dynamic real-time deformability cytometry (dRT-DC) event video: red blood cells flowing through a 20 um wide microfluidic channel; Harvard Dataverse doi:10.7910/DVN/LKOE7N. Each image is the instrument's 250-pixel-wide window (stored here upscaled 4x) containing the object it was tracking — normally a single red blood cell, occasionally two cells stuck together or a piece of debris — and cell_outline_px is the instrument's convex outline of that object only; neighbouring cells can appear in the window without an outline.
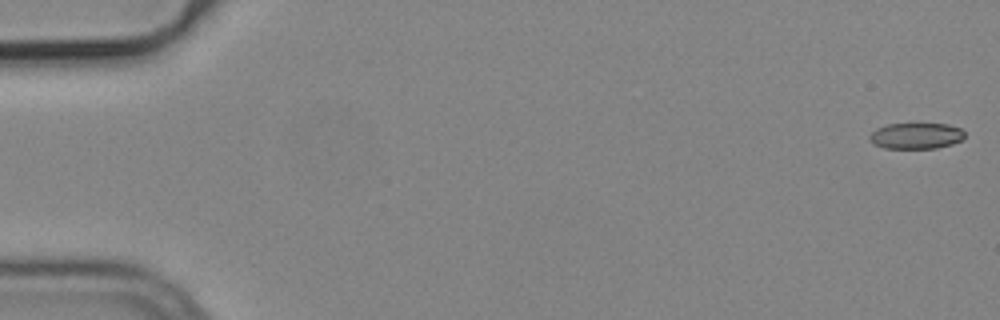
{"species": "common noctule bat (a hibernating species)", "species_latin": "Nyctalus noctula", "temperature_condition": "cold", "stored_images_in_passage": 53, "camera_frame_rate_fps": 3000, "um_per_image_px": 0.085, "animal": {"sex": "male", "body_mass_g": 19.2, "forearm_length_mm": 51.8}, "frame": {"image": 1, "passage_image": 1, "time_ms": 0.0, "image_size_px": [1000, 320], "cell_outline_px": [[964, 136], [960, 140], [952, 144], [936, 148], [884, 148], [872, 144], [868, 136], [876, 128], [888, 124], [948, 124], [960, 128], [964, 132]], "centroid_in_image_um": [77.83, 11.55], "position_along_channel_um": 7.2, "area_um2": 14.39}}
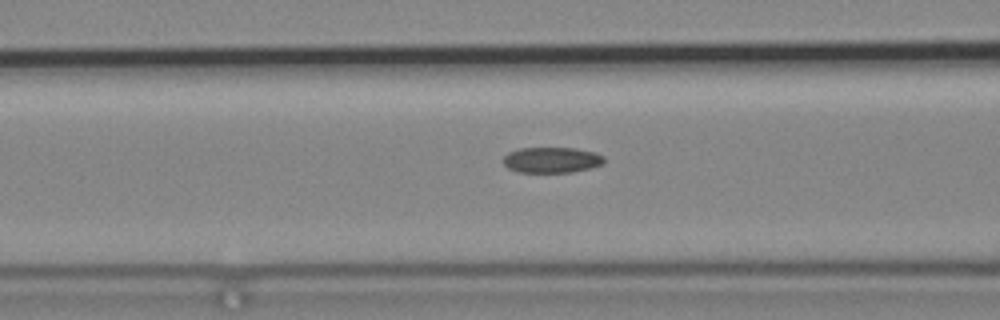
{"frame": {"image": 2, "passage_image": 22, "time_ms": 7.0, "image_size_px": [1000, 320], "cell_outline_px": [[604, 164], [592, 168], [572, 172], [516, 172], [508, 168], [504, 164], [504, 156], [508, 152], [520, 148], [576, 148], [596, 152], [604, 156]], "centroid_in_image_um": [46.93, 13.59], "position_along_channel_um": 119.7, "area_um2": 15.26}}
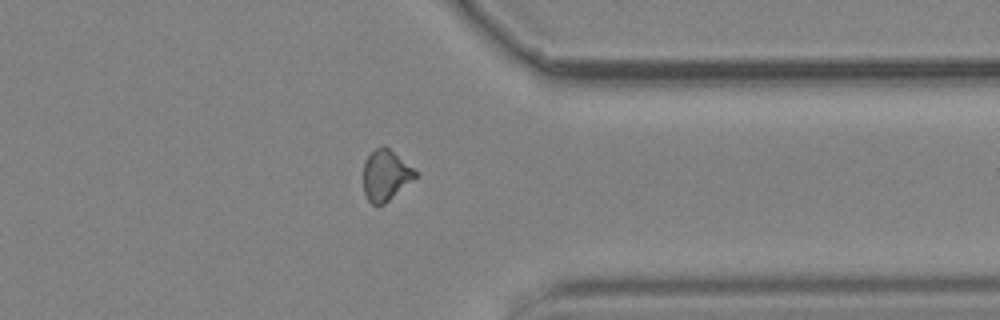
{"frame": {"image": 3, "passage_image": 43, "time_ms": 14.0, "image_size_px": [1000, 320], "cell_outline_px": [[420, 172], [412, 180], [384, 204], [372, 204], [368, 200], [364, 192], [364, 160], [376, 148], [384, 144]], "centroid_in_image_um": [32.8, 14.86], "position_along_channel_um": 378.6, "area_um2": 15.32}}